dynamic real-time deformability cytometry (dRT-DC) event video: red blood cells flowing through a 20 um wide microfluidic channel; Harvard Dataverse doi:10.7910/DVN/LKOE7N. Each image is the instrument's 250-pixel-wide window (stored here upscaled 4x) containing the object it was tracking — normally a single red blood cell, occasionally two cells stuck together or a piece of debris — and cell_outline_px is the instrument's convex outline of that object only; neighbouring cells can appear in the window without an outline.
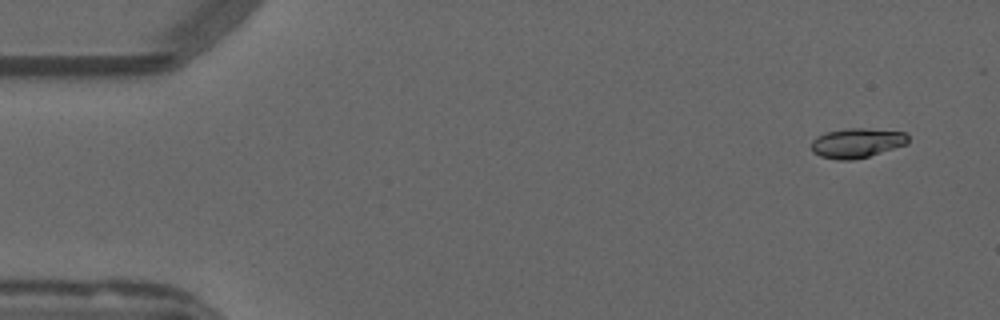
{"species": "common noctule bat (a hibernating species)", "species_latin": "Nyctalus noctula", "temperature_condition": "warm", "stored_images_in_passage": 7, "camera_frame_rate_fps": 3000, "um_per_image_px": 0.085, "animal": {"sex": "male", "forearm_length_mm": 52.5}, "frame": {"image": 1, "passage_image": 1, "time_ms": 0.0, "image_size_px": [1000, 320], "cell_outline_px": [[908, 144], [868, 156], [852, 160], [836, 160], [820, 156], [812, 152], [812, 140], [816, 136], [828, 132], [848, 128], [864, 128], [904, 132], [908, 136]], "centroid_in_image_um": [72.82, 12.16], "position_along_channel_um": 12.2, "area_um2": 16.65}}